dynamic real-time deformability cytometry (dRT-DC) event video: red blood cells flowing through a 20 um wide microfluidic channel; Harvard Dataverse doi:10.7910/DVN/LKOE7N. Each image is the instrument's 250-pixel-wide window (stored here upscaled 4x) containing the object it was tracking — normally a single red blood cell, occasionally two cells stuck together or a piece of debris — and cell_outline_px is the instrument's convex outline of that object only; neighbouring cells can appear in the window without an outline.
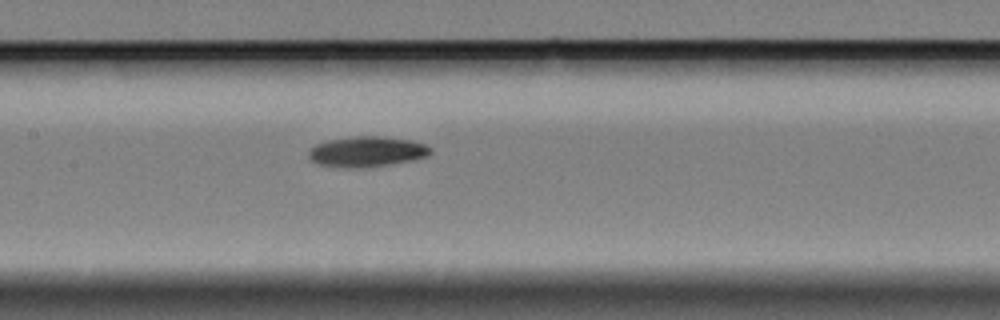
{"species": "Egyptian fruit bat (a non-hibernating species)", "species_latin": "Rousettus aegyptiacus", "temperature_condition": "cold", "stored_images_in_passage": 4, "camera_frame_rate_fps": 3000, "um_per_image_px": 0.085, "animal": {"sex": "female"}, "frame": {"image": 1, "passage_image": 4, "time_ms": 1.0, "image_size_px": [1000, 320], "cell_outline_px": [[432, 152], [428, 156], [412, 160], [384, 164], [320, 164], [312, 160], [308, 156], [308, 152], [316, 144], [328, 140], [356, 136], [384, 136], [412, 140], [424, 144], [432, 148]], "centroid_in_image_um": [31.27, 12.81], "position_along_channel_um": 176.1, "area_um2": 20.29}}